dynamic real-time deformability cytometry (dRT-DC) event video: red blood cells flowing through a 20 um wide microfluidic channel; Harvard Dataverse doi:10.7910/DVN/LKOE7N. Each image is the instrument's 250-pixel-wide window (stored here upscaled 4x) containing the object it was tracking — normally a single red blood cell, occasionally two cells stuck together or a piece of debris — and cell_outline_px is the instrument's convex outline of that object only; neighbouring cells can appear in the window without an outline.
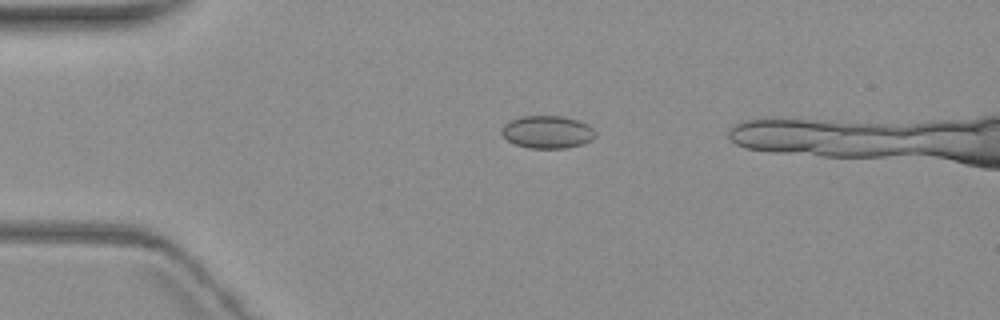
{"species": "common noctule bat (a hibernating species)", "species_latin": "Nyctalus noctula", "temperature_condition": "warm", "stored_images_in_passage": 6, "camera_frame_rate_fps": 3000, "um_per_image_px": 0.085, "animal": {"sex": "female", "body_mass_g": 19.3, "forearm_length_mm": 54.1}, "frame": {"image": 1, "passage_image": 4, "time_ms": 3.667, "image_size_px": [1000, 320], "cell_outline_px": [[596, 136], [592, 140], [580, 144], [564, 148], [528, 148], [516, 144], [508, 140], [500, 132], [504, 124], [508, 120], [520, 116], [560, 116], [576, 120], [588, 124], [596, 132]], "centroid_in_image_um": [46.5, 11.21], "position_along_channel_um": 38.5, "area_um2": 17.8}}